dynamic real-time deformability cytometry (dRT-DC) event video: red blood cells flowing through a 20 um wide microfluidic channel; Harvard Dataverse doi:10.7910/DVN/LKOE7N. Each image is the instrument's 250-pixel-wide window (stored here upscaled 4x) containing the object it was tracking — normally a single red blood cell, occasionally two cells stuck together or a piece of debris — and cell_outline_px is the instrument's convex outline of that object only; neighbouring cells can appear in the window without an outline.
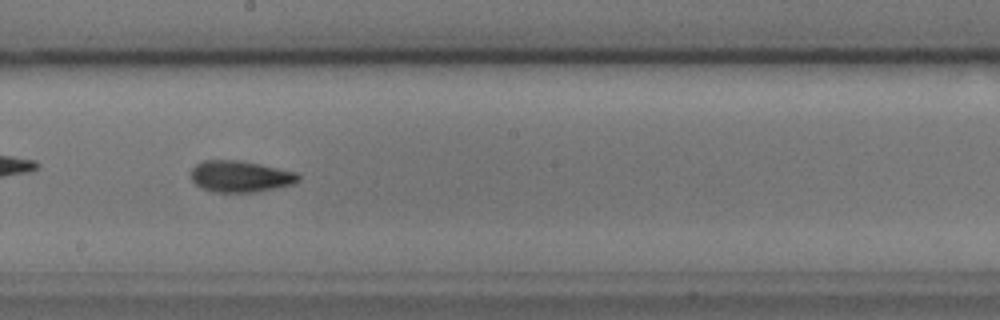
{"species": "common noctule bat (a hibernating species)", "species_latin": "Nyctalus noctula", "temperature_condition": "cold", "stored_images_in_passage": 45, "camera_frame_rate_fps": 3000, "um_per_image_px": 0.085, "animal": {"sex": "male", "body_mass_g": 17.9, "forearm_length_mm": 54.2}, "frame": {"image": 1, "passage_image": 20, "time_ms": 6.333, "image_size_px": [1000, 320], "cell_outline_px": [[300, 180], [292, 184], [256, 192], [212, 192], [200, 188], [192, 180], [192, 168], [196, 164], [204, 160], [240, 160], [260, 164], [296, 172], [300, 176]], "centroid_in_image_um": [20.41, 14.99], "position_along_channel_um": 227.8, "area_um2": 19.65}}
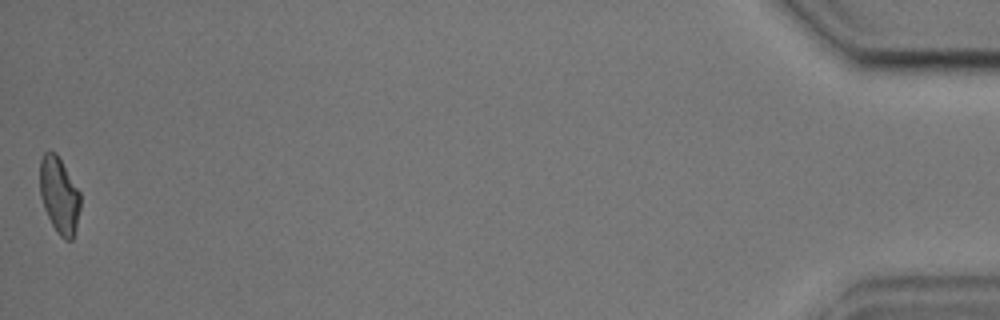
{"frame": {"image": 2, "passage_image": 45, "time_ms": 14.667, "image_size_px": [1000, 320], "cell_outline_px": [[80, 208], [76, 228], [72, 240], [64, 240], [56, 232], [44, 208], [40, 196], [40, 160], [44, 152], [56, 152], [80, 192]], "centroid_in_image_um": [5.03, 16.61], "position_along_channel_um": 430.2, "area_um2": 17.98}, "authors_computed_cell_mechanics": {"area_um2": 19.1896, "velocity_mm_per_s": 3.5982, "shape_relaxation_time_tau1_ms": 4.8188, "shape_relaxation_time_tau2_ms": 1.7631, "deformation_change_tau1": 0.1211, "deformation_change_tau2": 0.0825}}